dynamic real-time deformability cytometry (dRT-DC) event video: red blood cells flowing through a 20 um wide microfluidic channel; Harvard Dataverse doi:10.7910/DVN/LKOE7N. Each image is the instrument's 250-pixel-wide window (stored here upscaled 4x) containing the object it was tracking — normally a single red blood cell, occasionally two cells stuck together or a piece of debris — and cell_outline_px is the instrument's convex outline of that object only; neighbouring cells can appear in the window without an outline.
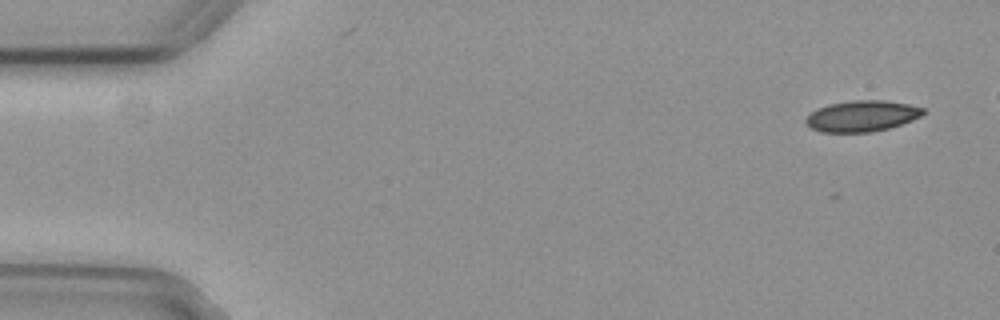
{"species": "common noctule bat (a hibernating species)", "species_latin": "Nyctalus noctula", "temperature_condition": "cold", "stored_images_in_passage": 7, "camera_frame_rate_fps": 3000, "um_per_image_px": 0.085, "animal": {"sex": "female", "body_mass_g": 29.2, "forearm_length_mm": 56.3}, "frame": {"image": 1, "passage_image": 3, "time_ms": 0.667, "image_size_px": [1000, 320], "cell_outline_px": [[924, 112], [920, 116], [912, 120], [888, 128], [872, 132], [820, 132], [812, 128], [804, 120], [816, 108], [828, 104], [852, 100], [884, 100], [908, 104], [924, 108]], "centroid_in_image_um": [73.25, 9.85], "position_along_channel_um": 11.8, "area_um2": 21.1}}